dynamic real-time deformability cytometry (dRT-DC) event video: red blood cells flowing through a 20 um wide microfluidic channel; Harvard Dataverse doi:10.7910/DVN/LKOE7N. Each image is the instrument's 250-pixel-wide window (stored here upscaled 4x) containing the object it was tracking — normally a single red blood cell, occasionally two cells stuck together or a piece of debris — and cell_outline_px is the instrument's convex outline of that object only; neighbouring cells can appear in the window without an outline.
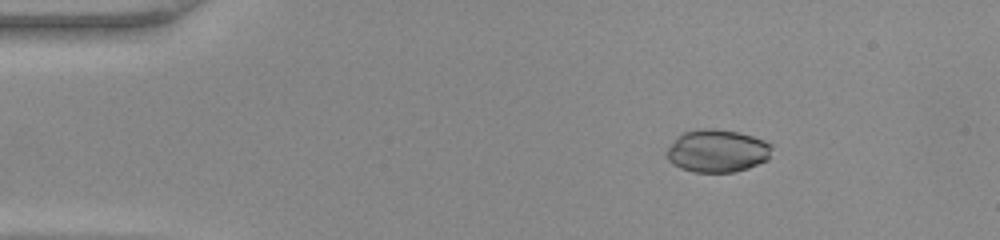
{"species": "common noctule bat (a hibernating species)", "species_latin": "Nyctalus noctula", "temperature_condition": "warm", "stored_images_in_passage": 42, "camera_frame_rate_fps": 3000, "um_per_image_px": 0.085, "animal": {"sex": "female", "body_mass_g": 22.0, "forearm_length_mm": 56.7}, "frame": {"image": 1, "passage_image": 2, "time_ms": 0.333, "image_size_px": [1000, 240], "cell_outline_px": [[772, 148], [768, 160], [748, 168], [736, 172], [692, 172], [680, 168], [672, 164], [668, 160], [664, 152], [684, 132], [700, 128], [716, 128], [736, 132], [752, 136], [764, 140], [772, 144]], "centroid_in_image_um": [60.97, 12.84], "position_along_channel_um": 24.0, "area_um2": 26.3}}
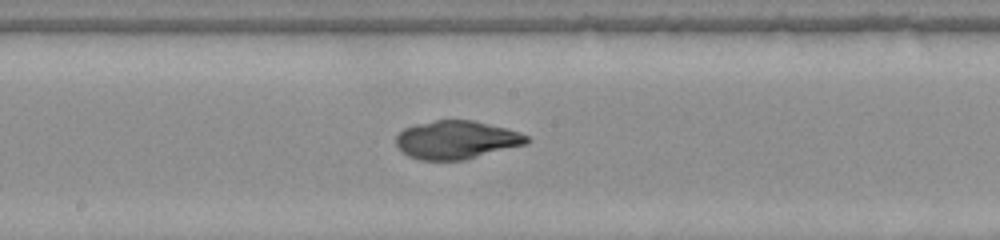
{"frame": {"image": 2, "passage_image": 20, "time_ms": 6.333, "image_size_px": [1000, 240], "cell_outline_px": [[532, 140], [528, 144], [464, 160], [420, 160], [408, 156], [396, 144], [396, 136], [404, 128], [416, 124], [436, 120], [472, 120], [508, 128], [520, 132], [528, 136]], "centroid_in_image_um": [38.85, 11.89], "position_along_channel_um": 209.3, "area_um2": 29.3}}
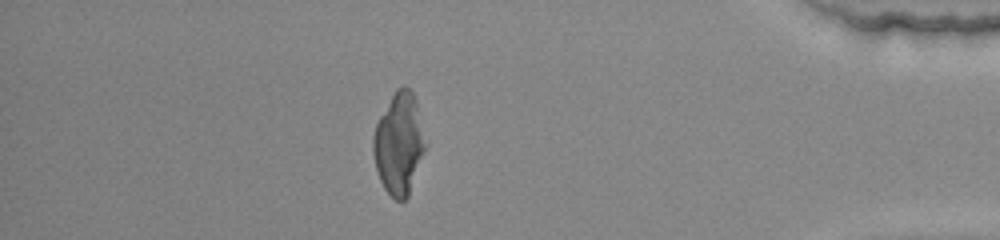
{"frame": {"image": 3, "passage_image": 36, "time_ms": 11.667, "image_size_px": [1000, 240], "cell_outline_px": [[428, 144], [408, 196], [404, 200], [396, 200], [384, 188], [380, 180], [376, 168], [372, 152], [372, 136], [376, 124], [380, 116], [396, 88], [404, 84], [412, 92], [416, 100]], "centroid_in_image_um": [33.93, 12.19], "position_along_channel_um": 401.3, "area_um2": 31.21}}